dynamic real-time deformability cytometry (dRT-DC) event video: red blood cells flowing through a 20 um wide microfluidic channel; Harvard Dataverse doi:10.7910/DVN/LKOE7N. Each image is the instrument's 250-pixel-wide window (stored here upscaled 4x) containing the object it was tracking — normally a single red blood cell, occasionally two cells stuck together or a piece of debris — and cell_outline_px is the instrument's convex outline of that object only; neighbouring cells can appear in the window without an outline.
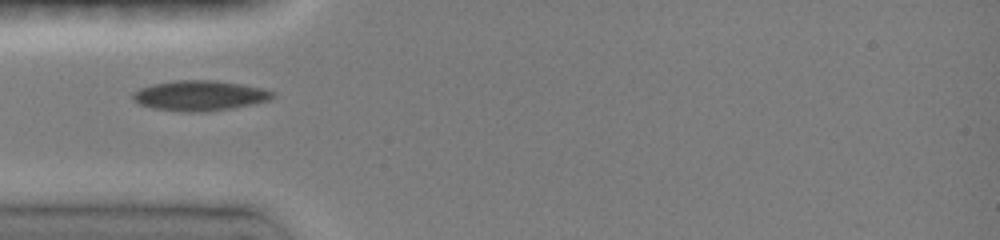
{"species": "common noctule bat (a hibernating species)", "species_latin": "Nyctalus noctula", "temperature_condition": "room temperature", "stored_images_in_passage": 35, "camera_frame_rate_fps": 3000, "um_per_image_px": 0.085, "animal": {"sex": "female", "body_mass_g": 19.0, "forearm_length_mm": 51.5}, "frame": {"image": 1, "passage_image": 1, "time_ms": 0.0, "image_size_px": [1000, 240], "cell_outline_px": [[276, 96], [268, 100], [252, 104], [232, 108], [204, 112], [188, 112], [152, 108], [140, 104], [132, 96], [132, 92], [140, 88], [152, 84], [176, 80], [216, 80], [264, 88], [276, 92]], "centroid_in_image_um": [17.01, 8.12], "position_along_channel_um": 68.0, "area_um2": 24.62}}
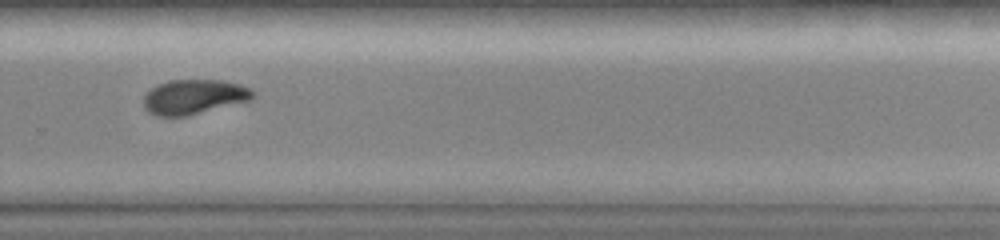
{"frame": {"image": 2, "passage_image": 19, "time_ms": 6.0, "image_size_px": [1000, 240], "cell_outline_px": [[256, 96], [252, 100], [188, 116], [156, 116], [148, 112], [144, 108], [144, 96], [156, 84], [168, 80], [220, 80], [240, 84], [256, 92]], "centroid_in_image_um": [16.5, 8.24], "position_along_channel_um": 313.3, "area_um2": 22.37}}
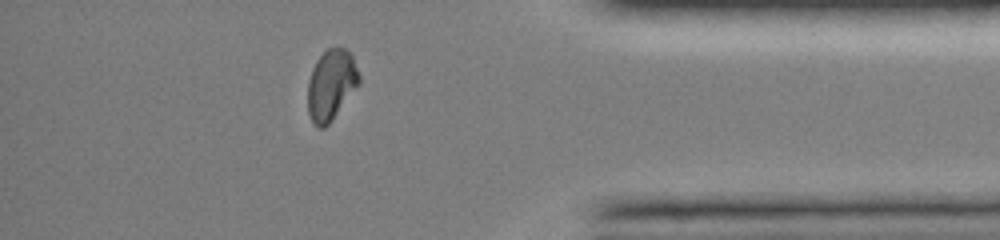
{"frame": {"image": 3, "passage_image": 27, "time_ms": 8.667, "image_size_px": [1000, 240], "cell_outline_px": [[360, 84], [328, 124], [324, 128], [316, 128], [308, 112], [308, 80], [312, 68], [316, 60], [328, 48], [336, 44], [344, 48], [352, 56], [360, 76]], "centroid_in_image_um": [28.15, 7.18], "position_along_channel_um": 407.1, "area_um2": 21.21}}